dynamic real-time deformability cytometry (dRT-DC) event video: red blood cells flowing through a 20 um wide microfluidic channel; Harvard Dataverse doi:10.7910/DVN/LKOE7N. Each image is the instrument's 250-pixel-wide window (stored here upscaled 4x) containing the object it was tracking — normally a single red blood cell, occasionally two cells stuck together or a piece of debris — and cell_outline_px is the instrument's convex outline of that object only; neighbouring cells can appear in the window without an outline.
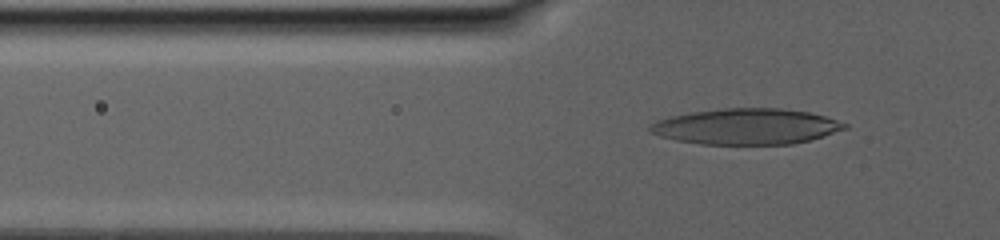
{"species": "human", "species_latin": "Homo sapiens", "temperature_condition": "warm", "stored_images_in_passage": 41, "camera_frame_rate_fps": 3000, "um_per_image_px": 0.085, "donor": {"sex": "male"}, "frame": {"image": 1, "passage_image": 19, "time_ms": 10.0, "image_size_px": [1000, 240], "cell_outline_px": [[848, 128], [808, 140], [792, 144], [700, 144], [676, 140], [660, 136], [652, 132], [648, 128], [656, 120], [672, 116], [692, 112], [724, 108], [780, 108], [808, 112], [824, 116], [848, 124]], "centroid_in_image_um": [63.43, 10.75], "position_along_channel_um": 62.4, "area_um2": 40.29}}
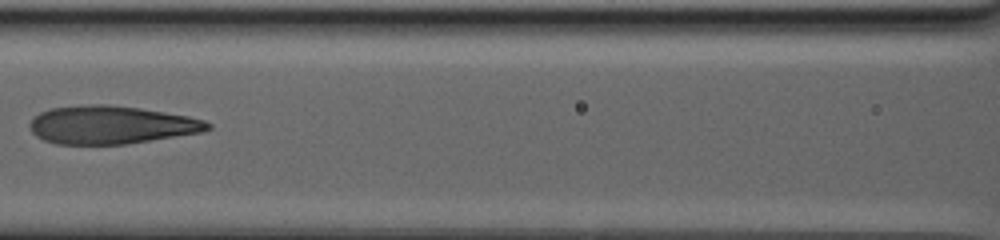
{"frame": {"image": 2, "passage_image": 29, "time_ms": 14.0, "image_size_px": [1000, 240], "cell_outline_px": [[212, 128], [200, 132], [124, 144], [56, 144], [44, 140], [36, 136], [32, 132], [28, 124], [40, 112], [52, 108], [84, 104], [108, 104], [140, 108], [188, 116], [204, 120], [212, 124]], "centroid_in_image_um": [9.42, 10.6], "position_along_channel_um": 157.2, "area_um2": 39.3}}
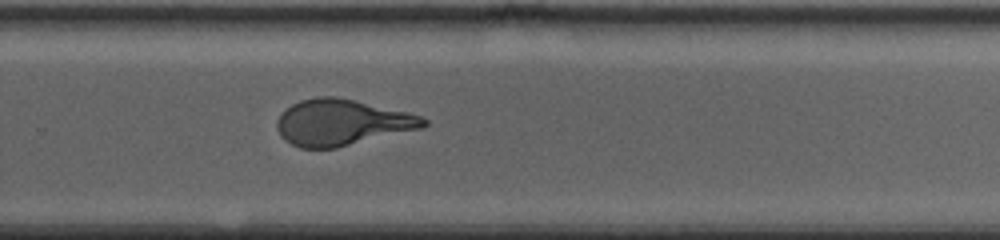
{"frame": {"image": 3, "passage_image": 41, "time_ms": 19.333, "image_size_px": [1000, 240], "cell_outline_px": [[428, 124], [424, 128], [336, 148], [300, 148], [284, 140], [280, 136], [276, 128], [276, 120], [280, 112], [284, 108], [300, 100], [316, 96], [336, 96], [408, 112], [420, 116], [428, 120]], "centroid_in_image_um": [29.03, 10.41], "position_along_channel_um": 300.8, "area_um2": 39.77}}